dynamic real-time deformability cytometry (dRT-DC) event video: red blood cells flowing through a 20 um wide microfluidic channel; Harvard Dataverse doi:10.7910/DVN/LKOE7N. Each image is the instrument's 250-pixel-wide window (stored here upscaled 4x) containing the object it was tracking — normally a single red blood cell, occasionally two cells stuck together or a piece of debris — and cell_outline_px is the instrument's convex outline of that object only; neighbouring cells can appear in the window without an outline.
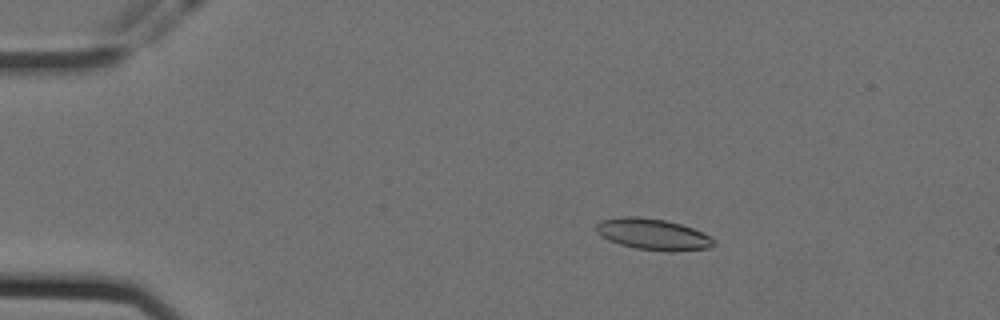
{"species": "Egyptian fruit bat (a non-hibernating species)", "species_latin": "Rousettus aegyptiacus", "temperature_condition": "cold", "stored_images_in_passage": 53, "camera_frame_rate_fps": 3000, "um_per_image_px": 0.085, "animal": {"sex": "female"}, "frame": {"image": 1, "passage_image": 11, "time_ms": 3.333, "image_size_px": [1000, 320], "cell_outline_px": [[716, 244], [708, 248], [668, 252], [636, 248], [620, 244], [608, 240], [596, 232], [596, 224], [600, 220], [620, 216], [636, 216], [668, 220], [692, 228], [716, 240]], "centroid_in_image_um": [55.48, 19.9], "position_along_channel_um": 29.5, "area_um2": 21.44}}
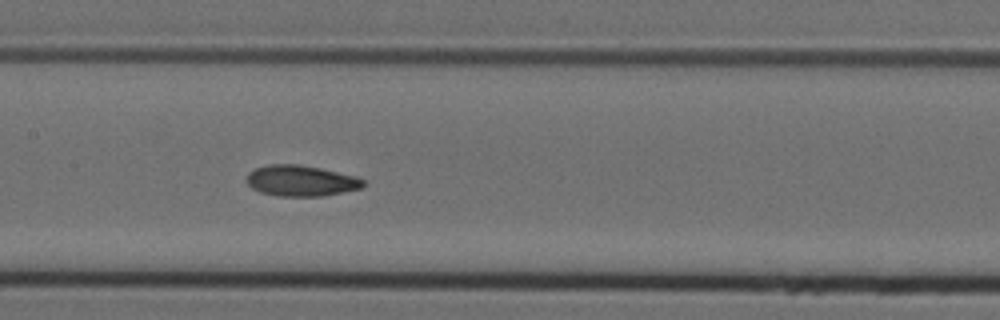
{"frame": {"image": 2, "passage_image": 29, "time_ms": 9.333, "image_size_px": [1000, 320], "cell_outline_px": [[364, 184], [360, 188], [324, 196], [280, 196], [260, 192], [252, 188], [244, 180], [248, 172], [256, 168], [268, 164], [300, 164], [320, 168], [356, 176], [364, 180]], "centroid_in_image_um": [25.54, 15.36], "position_along_channel_um": 181.9, "area_um2": 21.04}}
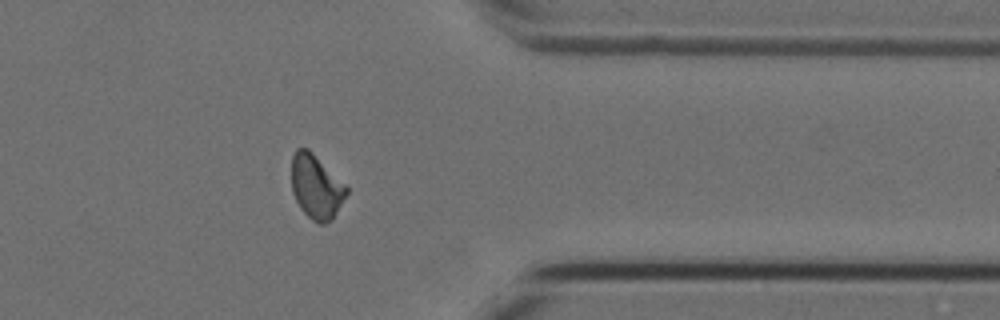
{"frame": {"image": 3, "passage_image": 47, "time_ms": 15.333, "image_size_px": [1000, 320], "cell_outline_px": [[348, 192], [332, 220], [324, 224], [320, 224], [312, 220], [300, 208], [292, 192], [292, 156], [296, 148], [308, 148], [348, 188]], "centroid_in_image_um": [26.86, 15.89], "position_along_channel_um": 384.5, "area_um2": 20.29}, "authors_computed_cell_mechanics": {"area_um2": 20.808, "velocity_mm_per_s": 3.5682, "shape_relaxation_time_tau1_ms": null, "shape_relaxation_time_tau2_ms": 3.9082, "deformation_change_tau1": null, "deformation_change_tau2": 0.0924}}